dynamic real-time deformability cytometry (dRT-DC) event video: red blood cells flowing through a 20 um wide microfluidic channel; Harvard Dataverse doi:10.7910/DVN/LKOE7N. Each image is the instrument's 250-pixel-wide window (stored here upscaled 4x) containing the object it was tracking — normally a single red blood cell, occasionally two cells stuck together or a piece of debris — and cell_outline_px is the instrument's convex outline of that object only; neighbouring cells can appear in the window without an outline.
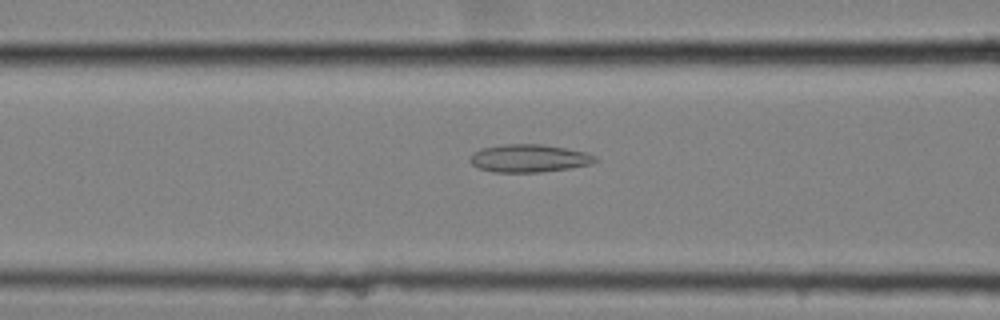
{"species": "common noctule bat (a hibernating species)", "species_latin": "Nyctalus noctula", "temperature_condition": "cold", "stored_images_in_passage": 45, "camera_frame_rate_fps": 3000, "um_per_image_px": 0.085, "animal": {"sex": "female", "body_mass_g": 25.1}, "frame": {"image": 1, "passage_image": 11, "time_ms": 3.333, "image_size_px": [1000, 320], "cell_outline_px": [[600, 160], [588, 164], [568, 168], [540, 172], [492, 172], [480, 168], [472, 164], [468, 160], [472, 152], [480, 148], [504, 144], [544, 144], [588, 152], [596, 156]], "centroid_in_image_um": [44.95, 13.44], "position_along_channel_um": 121.6, "area_um2": 20.46}}
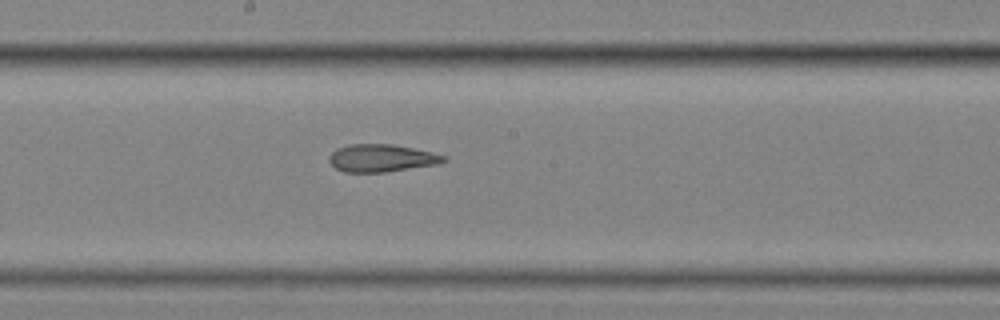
{"frame": {"image": 2, "passage_image": 19, "time_ms": 6.0, "image_size_px": [1000, 320], "cell_outline_px": [[448, 160], [436, 164], [384, 172], [344, 172], [336, 168], [328, 160], [328, 156], [336, 148], [348, 144], [392, 144], [432, 152], [448, 156]], "centroid_in_image_um": [32.41, 13.43], "position_along_channel_um": 215.8, "area_um2": 18.38}}
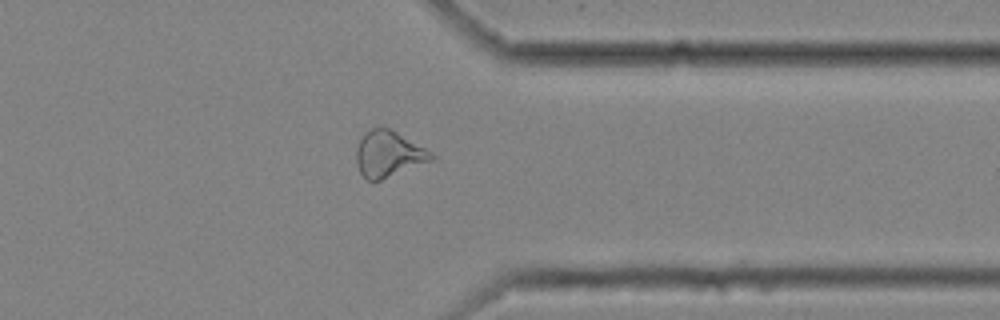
{"frame": {"image": 3, "passage_image": 33, "time_ms": 10.667, "image_size_px": [1000, 320], "cell_outline_px": [[436, 156], [432, 160], [380, 180], [368, 180], [360, 172], [356, 160], [356, 148], [364, 132], [380, 124], [392, 128], [432, 152]], "centroid_in_image_um": [33.02, 13.03], "position_along_channel_um": 378.4, "area_um2": 20.29}}